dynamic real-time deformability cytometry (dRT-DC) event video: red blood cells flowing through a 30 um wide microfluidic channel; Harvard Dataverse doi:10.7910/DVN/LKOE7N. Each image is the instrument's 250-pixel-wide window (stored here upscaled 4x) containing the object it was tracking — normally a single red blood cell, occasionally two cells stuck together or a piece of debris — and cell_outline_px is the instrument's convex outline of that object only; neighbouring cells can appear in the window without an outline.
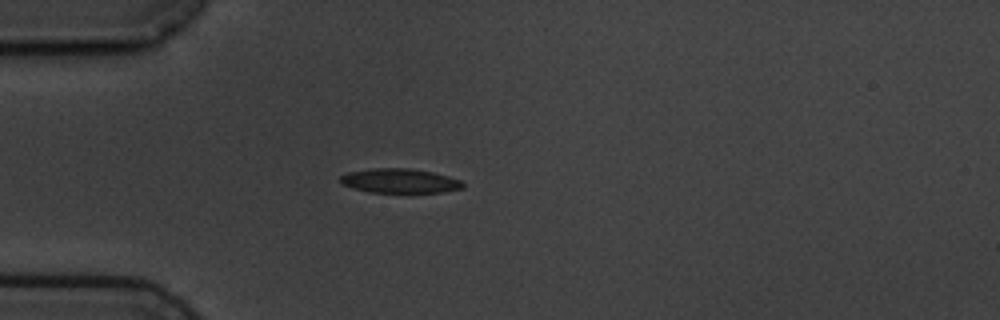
{"species": "common noctule bat (a hibernating species)", "species_latin": "Nyctalus noctula", "temperature_condition": "cold", "stored_images_in_passage": 5, "camera_frame_rate_fps": 3000, "um_per_image_px": 0.085, "animal": {"sex": "male", "body_mass_g": 19.5, "forearm_length_mm": 54.6}, "frame": {"image": 1, "passage_image": 4, "time_ms": 3.667, "image_size_px": [1000, 320], "cell_outline_px": [[464, 188], [444, 192], [408, 196], [368, 192], [352, 188], [340, 184], [340, 176], [348, 172], [372, 168], [412, 168], [432, 172], [448, 176], [460, 180], [464, 184]], "centroid_in_image_um": [34.0, 15.43], "position_along_channel_um": 51.0, "area_um2": 18.61}}